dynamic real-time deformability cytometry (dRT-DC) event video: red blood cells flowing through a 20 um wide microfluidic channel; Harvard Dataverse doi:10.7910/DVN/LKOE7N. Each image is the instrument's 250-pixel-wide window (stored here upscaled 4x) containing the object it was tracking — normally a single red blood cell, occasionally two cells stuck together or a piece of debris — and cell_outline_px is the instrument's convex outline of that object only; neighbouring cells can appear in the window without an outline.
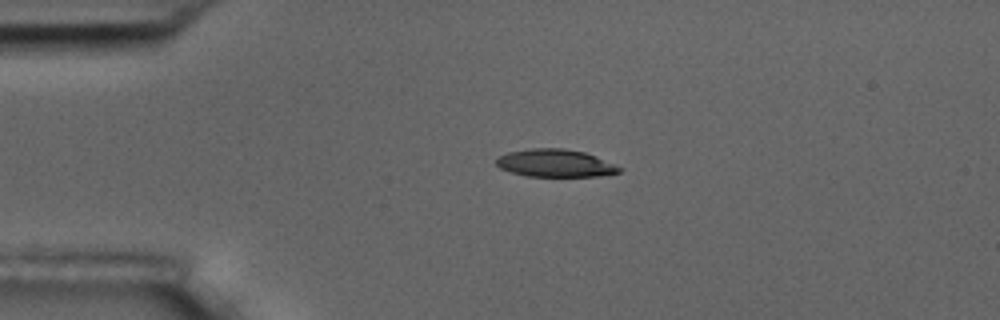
{"species": "common noctule bat (a hibernating species)", "species_latin": "Nyctalus noctula", "temperature_condition": "room temperature", "stored_images_in_passage": 44, "camera_frame_rate_fps": 3000, "um_per_image_px": 0.085, "animal": {"sex": "male", "body_mass_g": 17.5, "forearm_length_mm": 52.3}, "frame": {"image": 1, "passage_image": 1, "time_ms": 0.0, "image_size_px": [1000, 320], "cell_outline_px": [[624, 168], [620, 172], [600, 176], [524, 176], [500, 168], [496, 164], [496, 156], [508, 152], [532, 148], [564, 148], [584, 152], [596, 156]], "centroid_in_image_um": [47.2, 13.86], "position_along_channel_um": 37.8, "area_um2": 19.94}}
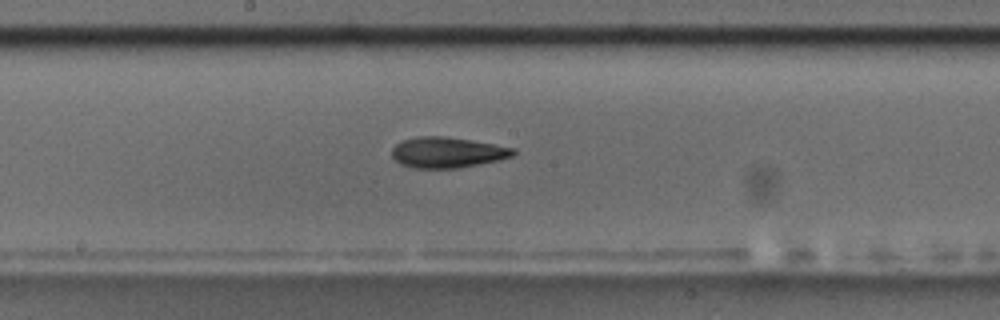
{"frame": {"image": 2, "passage_image": 18, "time_ms": 5.667, "image_size_px": [1000, 320], "cell_outline_px": [[516, 152], [512, 156], [500, 160], [456, 168], [412, 168], [400, 164], [392, 156], [392, 148], [396, 144], [404, 140], [416, 136], [444, 136], [516, 148]], "centroid_in_image_um": [38.01, 12.96], "position_along_channel_um": 210.2, "area_um2": 21.56}}
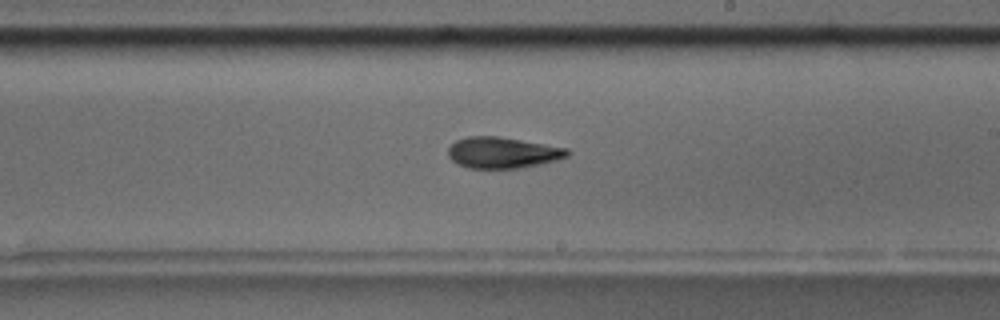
{"frame": {"image": 3, "passage_image": 21, "time_ms": 6.667, "image_size_px": [1000, 320], "cell_outline_px": [[572, 152], [568, 156], [556, 160], [540, 164], [520, 168], [468, 168], [456, 164], [448, 156], [448, 148], [456, 140], [468, 136], [496, 136], [568, 148]], "centroid_in_image_um": [42.71, 12.98], "position_along_channel_um": 246.3, "area_um2": 21.62}, "authors_computed_cell_mechanics": {"area_um2": 21.4149, "velocity_mm_per_s": 3.6283, "shape_relaxation_time_tau1_ms": 10.4277, "shape_relaxation_time_tau2_ms": 4.4239, "deformation_change_tau1": 0.2223, "deformation_change_tau2": 0.1339}}